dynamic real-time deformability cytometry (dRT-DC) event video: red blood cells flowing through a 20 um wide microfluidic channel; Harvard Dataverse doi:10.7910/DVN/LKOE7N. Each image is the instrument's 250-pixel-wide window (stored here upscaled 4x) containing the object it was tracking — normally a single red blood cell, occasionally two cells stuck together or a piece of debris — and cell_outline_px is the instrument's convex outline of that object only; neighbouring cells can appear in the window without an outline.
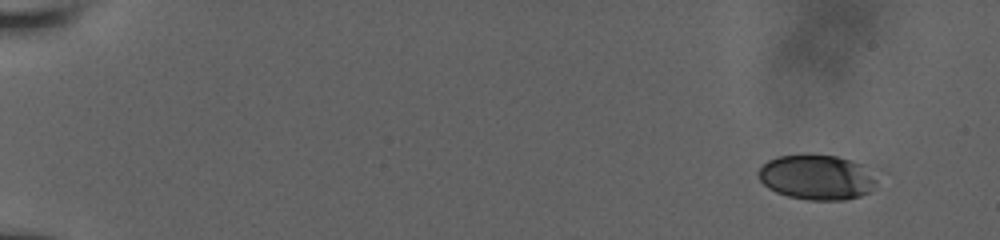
{"species": "human", "species_latin": "Homo sapiens", "temperature_condition": "room temperature", "stored_images_in_passage": 53, "camera_frame_rate_fps": 3000, "um_per_image_px": 0.085, "donor": {"sex": "male"}, "frame": {"image": 1, "passage_image": 1, "time_ms": 0.0, "image_size_px": [1000, 240], "cell_outline_px": [[876, 180], [868, 192], [860, 196], [844, 200], [808, 200], [788, 196], [776, 192], [768, 188], [760, 180], [756, 172], [768, 160], [776, 156], [804, 152], [836, 156], [852, 160], [860, 164]], "centroid_in_image_um": [69.34, 15.03], "position_along_channel_um": 15.7, "area_um2": 31.21}}
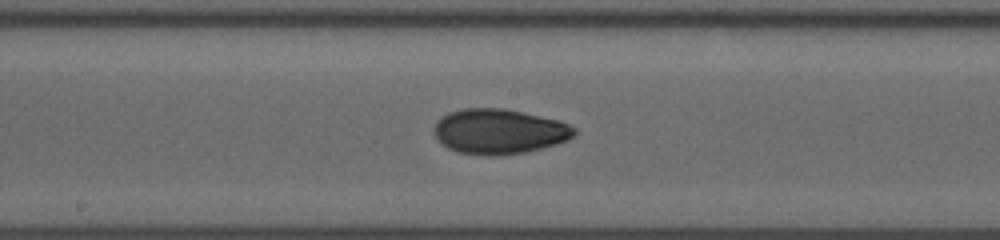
{"frame": {"image": 2, "passage_image": 29, "time_ms": 9.333, "image_size_px": [1000, 240], "cell_outline_px": [[576, 132], [568, 140], [556, 144], [524, 152], [492, 156], [460, 152], [448, 148], [436, 136], [432, 128], [436, 120], [448, 112], [464, 108], [504, 108], [540, 116], [556, 120], [568, 124], [576, 128]], "centroid_in_image_um": [42.4, 11.16], "position_along_channel_um": 205.8, "area_um2": 36.53}}
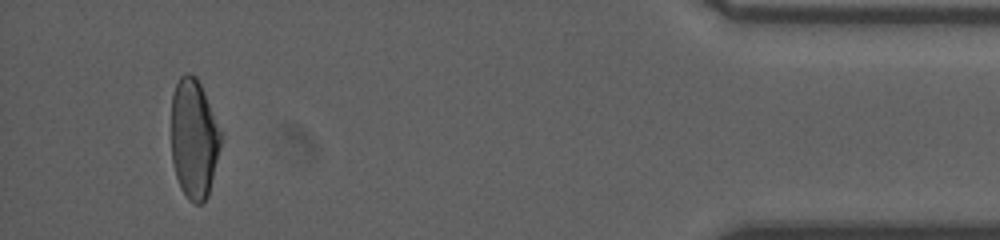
{"frame": {"image": 3, "passage_image": 50, "time_ms": 16.333, "image_size_px": [1000, 240], "cell_outline_px": [[220, 144], [208, 196], [200, 204], [196, 204], [188, 200], [180, 188], [176, 176], [172, 160], [172, 92], [180, 76], [184, 72], [188, 72], [196, 76], [204, 92], [220, 132]], "centroid_in_image_um": [16.45, 11.79], "position_along_channel_um": 418.8, "area_um2": 34.04}, "authors_computed_cell_mechanics": {"area_um2": 34.8534, "velocity_mm_per_s": 3.8906, "shape_relaxation_time_tau1_ms": 7.64, "shape_relaxation_time_tau2_ms": 2.335, "deformation_change_tau1": 0.2028, "deformation_change_tau2": 0.064}}